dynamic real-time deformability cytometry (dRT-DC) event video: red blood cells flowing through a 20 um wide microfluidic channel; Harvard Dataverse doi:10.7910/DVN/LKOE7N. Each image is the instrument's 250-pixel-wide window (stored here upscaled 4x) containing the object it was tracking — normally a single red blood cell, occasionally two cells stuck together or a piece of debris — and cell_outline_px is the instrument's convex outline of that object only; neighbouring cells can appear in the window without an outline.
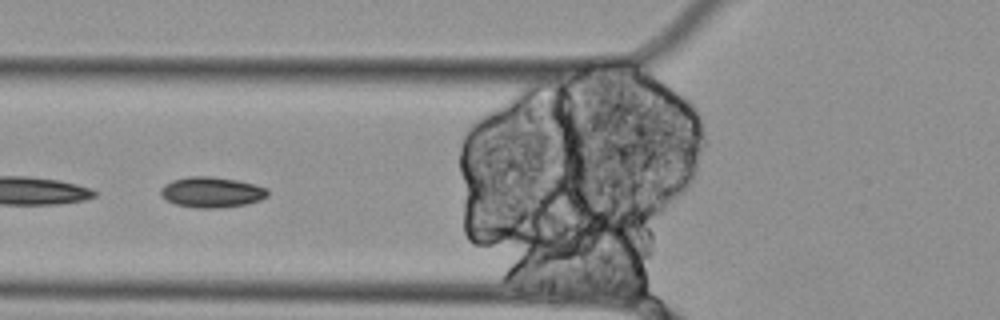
{"species": "Egyptian fruit bat (a non-hibernating species)", "species_latin": "Rousettus aegyptiacus", "temperature_condition": "cold", "stored_images_in_passage": 39, "camera_frame_rate_fps": 3000, "um_per_image_px": 0.085, "animal": {"sex": "female"}, "frame": {"image": 1, "passage_image": 4, "time_ms": 1.0, "image_size_px": [1000, 320], "cell_outline_px": [[268, 196], [260, 200], [244, 204], [220, 208], [196, 208], [176, 204], [168, 200], [160, 192], [160, 188], [164, 184], [172, 180], [188, 176], [212, 176], [236, 180], [268, 188]], "centroid_in_image_um": [17.99, 16.33], "position_along_channel_um": 107.8, "area_um2": 18.96}}
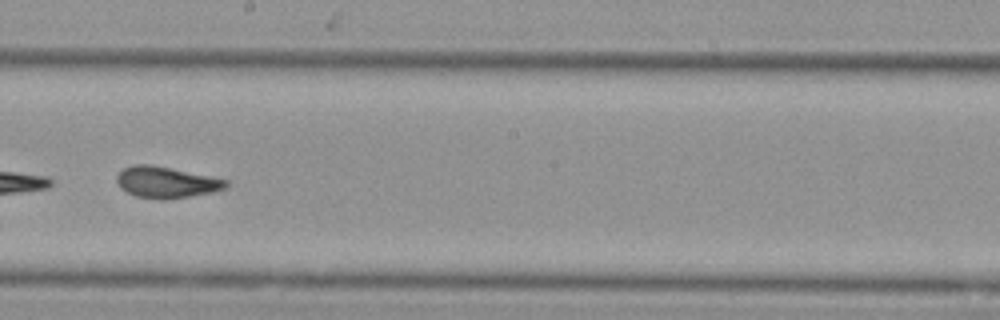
{"frame": {"image": 2, "passage_image": 15, "time_ms": 4.667, "image_size_px": [1000, 320], "cell_outline_px": [[228, 184], [224, 188], [212, 192], [164, 200], [160, 200], [136, 196], [120, 188], [116, 180], [116, 176], [124, 168], [132, 164], [152, 164], [228, 180]], "centroid_in_image_um": [14.09, 15.49], "position_along_channel_um": 234.1, "area_um2": 19.77}}
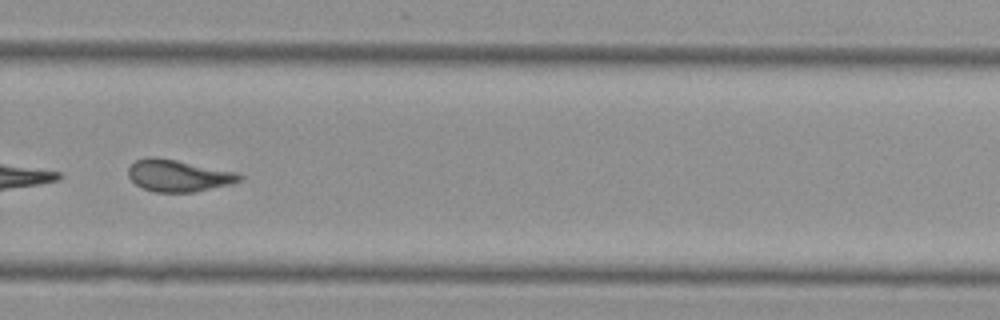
{"frame": {"image": 3, "passage_image": 22, "time_ms": 7.0, "image_size_px": [1000, 320], "cell_outline_px": [[244, 176], [240, 180], [232, 184], [196, 192], [156, 192], [144, 188], [136, 184], [128, 176], [128, 168], [136, 160], [148, 156], [156, 156], [240, 172]], "centroid_in_image_um": [15.21, 14.92], "position_along_channel_um": 314.6, "area_um2": 20.92}, "authors_computed_cell_mechanics": {"area_um2": 20.23, "velocity_mm_per_s": 3.4578, "shape_relaxation_time_tau1_ms": null, "shape_relaxation_time_tau2_ms": 3.3994, "deformation_change_tau1": null, "deformation_change_tau2": 0.1112}}